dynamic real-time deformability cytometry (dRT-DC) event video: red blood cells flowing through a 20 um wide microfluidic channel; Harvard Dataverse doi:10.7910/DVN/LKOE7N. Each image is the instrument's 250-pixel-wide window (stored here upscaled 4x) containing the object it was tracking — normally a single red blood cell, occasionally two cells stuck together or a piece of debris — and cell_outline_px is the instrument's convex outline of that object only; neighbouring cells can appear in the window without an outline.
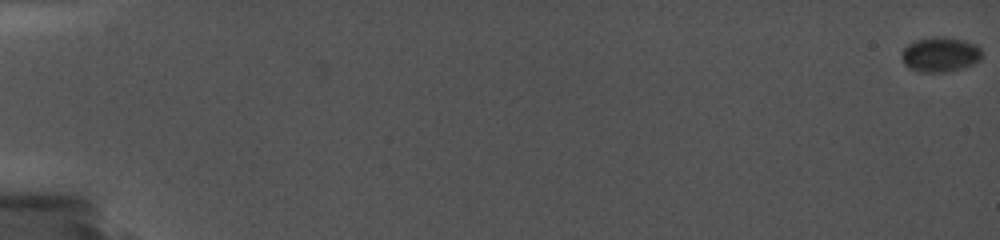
{"species": "common noctule bat (a hibernating species)", "species_latin": "Nyctalus noctula", "temperature_condition": "cold", "stored_images_in_passage": 66, "camera_frame_rate_fps": 5000, "um_per_image_px": 0.085, "animal": {"sex": "female", "body_mass_g": 19.0, "forearm_length_mm": 56.7}, "frame": {"image": 1, "passage_image": 1, "time_ms": 0.0, "image_size_px": [1000, 240], "cell_outline_px": [[980, 60], [972, 64], [948, 72], [924, 72], [912, 68], [904, 64], [900, 56], [900, 52], [908, 44], [916, 40], [936, 36], [944, 36], [964, 40], [976, 44], [980, 48]], "centroid_in_image_um": [79.9, 4.61], "position_along_channel_um": 5.1, "area_um2": 16.24}}
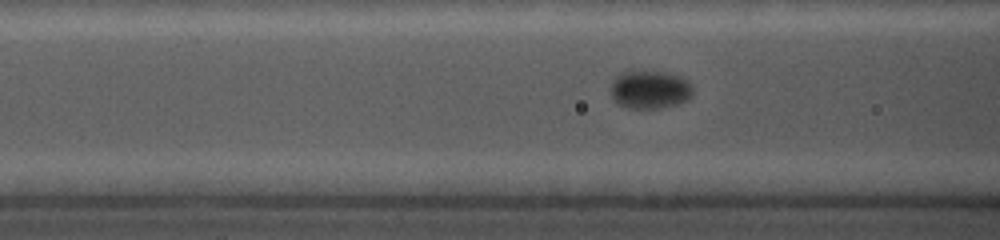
{"frame": {"image": 2, "passage_image": 37, "time_ms": 9.0, "image_size_px": [1000, 240], "cell_outline_px": [[692, 96], [688, 100], [680, 104], [660, 108], [628, 108], [616, 104], [612, 96], [612, 84], [616, 76], [628, 68], [640, 68], [680, 76], [688, 80], [692, 88]], "centroid_in_image_um": [55.23, 7.58], "position_along_channel_um": 111.4, "area_um2": 18.9}}
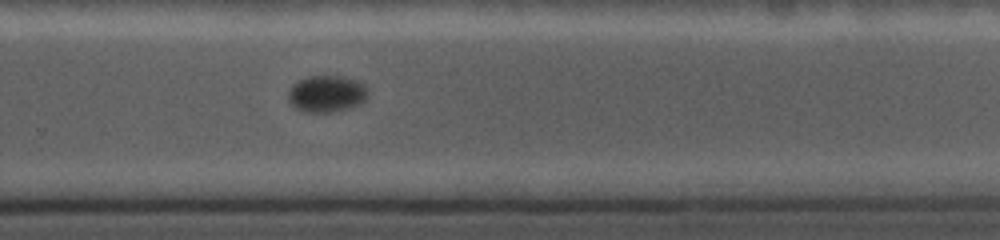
{"frame": {"image": 3, "passage_image": 59, "time_ms": 14.4, "image_size_px": [1000, 240], "cell_outline_px": [[368, 96], [360, 104], [348, 108], [332, 112], [300, 112], [288, 100], [288, 92], [300, 80], [308, 76], [340, 76], [356, 80], [364, 84], [368, 88]], "centroid_in_image_um": [27.79, 7.98], "position_along_channel_um": 302.0, "area_um2": 16.99}}